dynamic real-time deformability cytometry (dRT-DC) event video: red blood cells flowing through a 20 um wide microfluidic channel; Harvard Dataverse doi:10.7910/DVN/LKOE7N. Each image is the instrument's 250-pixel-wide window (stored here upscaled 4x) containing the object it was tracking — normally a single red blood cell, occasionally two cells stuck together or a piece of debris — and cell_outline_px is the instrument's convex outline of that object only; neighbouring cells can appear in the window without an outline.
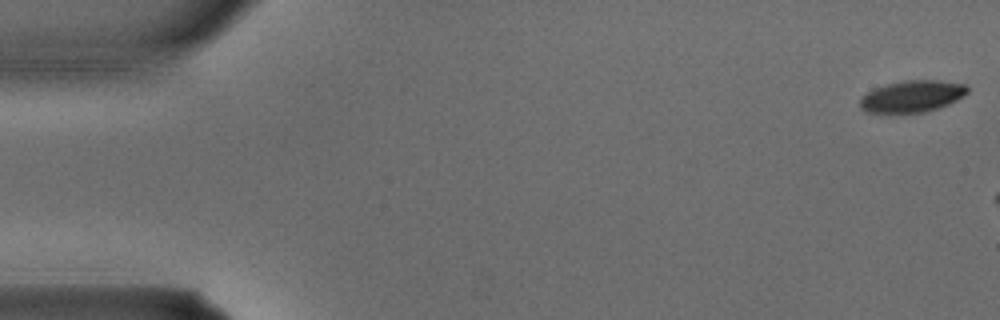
{"species": "common noctule bat (a hibernating species)", "species_latin": "Nyctalus noctula", "temperature_condition": "warm", "stored_images_in_passage": 4, "camera_frame_rate_fps": 3000, "um_per_image_px": 0.085, "animal": {"sex": "male", "body_mass_g": 15.6}, "frame": {"image": 1, "passage_image": 1, "time_ms": 0.0, "image_size_px": [1000, 320], "cell_outline_px": [[968, 92], [964, 96], [948, 104], [936, 108], [920, 112], [864, 112], [860, 108], [860, 96], [876, 88], [888, 84], [904, 80], [940, 80], [968, 84]], "centroid_in_image_um": [77.55, 8.17], "position_along_channel_um": 7.5, "area_um2": 19.71}}